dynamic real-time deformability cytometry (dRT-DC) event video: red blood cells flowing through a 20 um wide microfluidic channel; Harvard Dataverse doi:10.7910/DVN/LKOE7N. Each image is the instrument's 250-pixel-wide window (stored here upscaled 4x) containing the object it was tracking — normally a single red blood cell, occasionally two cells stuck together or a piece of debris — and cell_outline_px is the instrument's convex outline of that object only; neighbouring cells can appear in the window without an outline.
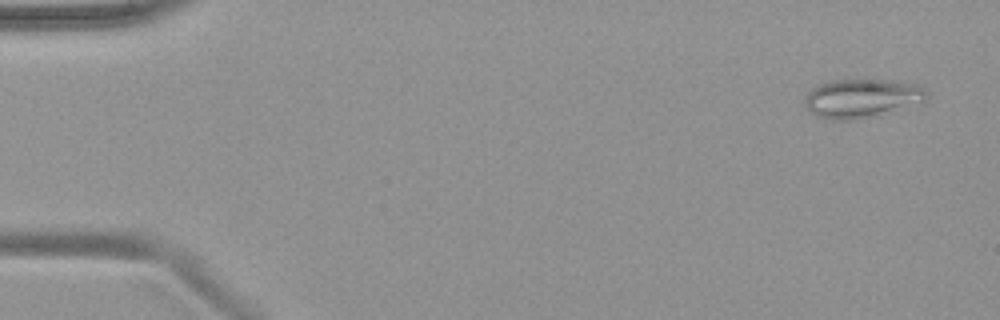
{"species": "common noctule bat (a hibernating species)", "species_latin": "Nyctalus noctula", "temperature_condition": "warm", "stored_images_in_passage": 50, "camera_frame_rate_fps": 3000, "um_per_image_px": 0.085, "animal": {"sex": "female", "body_mass_g": 19.9}, "frame": {"image": 1, "passage_image": 3, "time_ms": 0.667, "image_size_px": [1000, 320], "cell_outline_px": [[928, 96], [924, 104], [880, 116], [852, 120], [832, 120], [816, 116], [804, 104], [804, 96], [812, 88], [820, 84], [832, 80], [864, 76], [920, 84], [928, 92]], "centroid_in_image_um": [73.36, 8.32], "position_along_channel_um": 11.6, "area_um2": 29.36}}
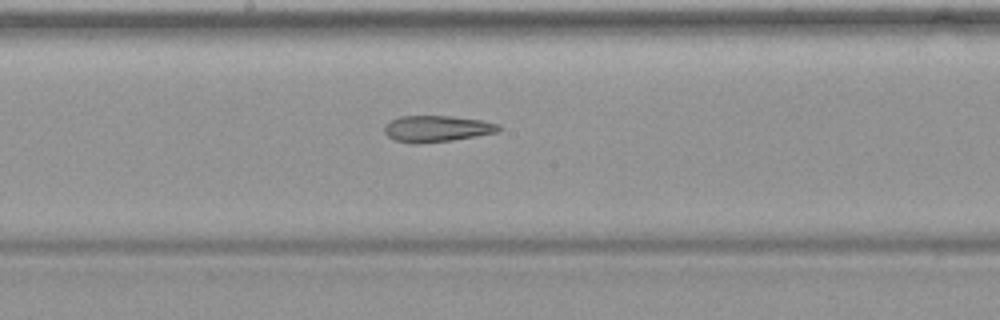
{"frame": {"image": 2, "passage_image": 27, "time_ms": 8.667, "image_size_px": [1000, 320], "cell_outline_px": [[500, 132], [452, 140], [416, 144], [396, 140], [388, 136], [384, 132], [384, 128], [392, 120], [400, 116], [452, 116], [480, 120], [500, 124]], "centroid_in_image_um": [37.17, 10.94], "position_along_channel_um": 211.0, "area_um2": 17.4}}
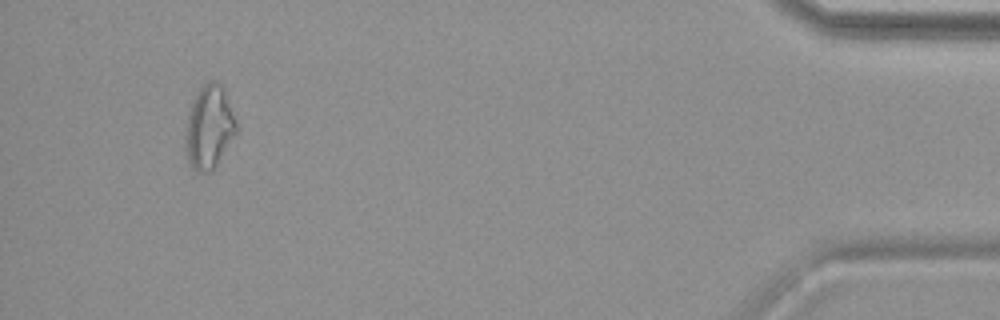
{"frame": {"image": 3, "passage_image": 47, "time_ms": 15.333, "image_size_px": [1000, 320], "cell_outline_px": [[236, 132], [216, 164], [208, 172], [196, 172], [192, 168], [188, 160], [184, 140], [188, 112], [196, 92], [208, 80], [216, 80], [224, 84], [236, 120]], "centroid_in_image_um": [17.77, 10.73], "position_along_channel_um": 417.4, "area_um2": 24.8}}